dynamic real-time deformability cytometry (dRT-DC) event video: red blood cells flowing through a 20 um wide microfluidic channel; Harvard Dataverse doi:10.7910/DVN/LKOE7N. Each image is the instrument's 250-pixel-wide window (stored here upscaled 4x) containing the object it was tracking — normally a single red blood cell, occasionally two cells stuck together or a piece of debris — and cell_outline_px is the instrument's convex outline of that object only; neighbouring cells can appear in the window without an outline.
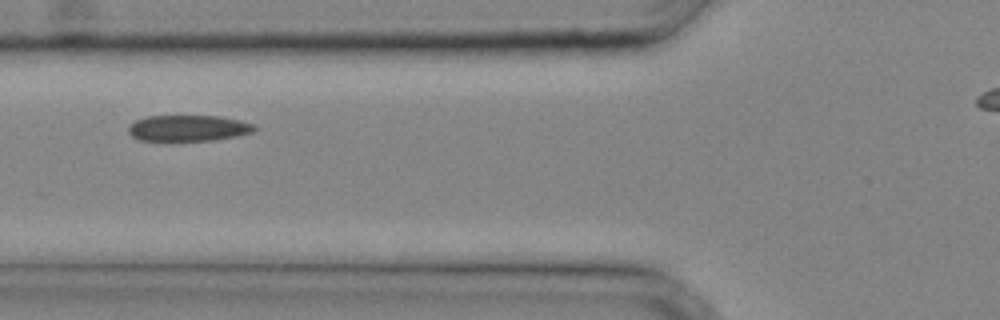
{"species": "common noctule bat (a hibernating species)", "species_latin": "Nyctalus noctula", "temperature_condition": "cold", "stored_images_in_passage": 23, "camera_frame_rate_fps": 3000, "um_per_image_px": 0.085, "animal": {"sex": "male", "body_mass_g": 20.4}, "frame": {"image": 1, "passage_image": 4, "time_ms": 1.0, "image_size_px": [1000, 320], "cell_outline_px": [[256, 128], [252, 132], [236, 136], [212, 140], [172, 144], [140, 140], [132, 136], [128, 132], [128, 128], [136, 120], [148, 116], [220, 116], [240, 120], [252, 124]], "centroid_in_image_um": [15.94, 10.94], "position_along_channel_um": 109.9, "area_um2": 19.88}}
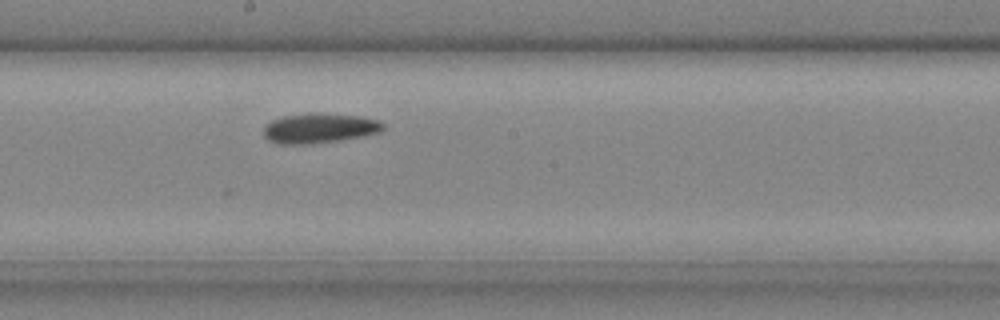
{"frame": {"image": 2, "passage_image": 10, "time_ms": 3.0, "image_size_px": [1000, 320], "cell_outline_px": [[384, 128], [380, 132], [364, 136], [340, 140], [312, 144], [276, 144], [268, 140], [264, 136], [264, 128], [272, 120], [284, 116], [308, 112], [316, 112], [360, 116], [376, 120], [384, 124]], "centroid_in_image_um": [27.14, 10.89], "position_along_channel_um": 221.1, "area_um2": 20.98}}